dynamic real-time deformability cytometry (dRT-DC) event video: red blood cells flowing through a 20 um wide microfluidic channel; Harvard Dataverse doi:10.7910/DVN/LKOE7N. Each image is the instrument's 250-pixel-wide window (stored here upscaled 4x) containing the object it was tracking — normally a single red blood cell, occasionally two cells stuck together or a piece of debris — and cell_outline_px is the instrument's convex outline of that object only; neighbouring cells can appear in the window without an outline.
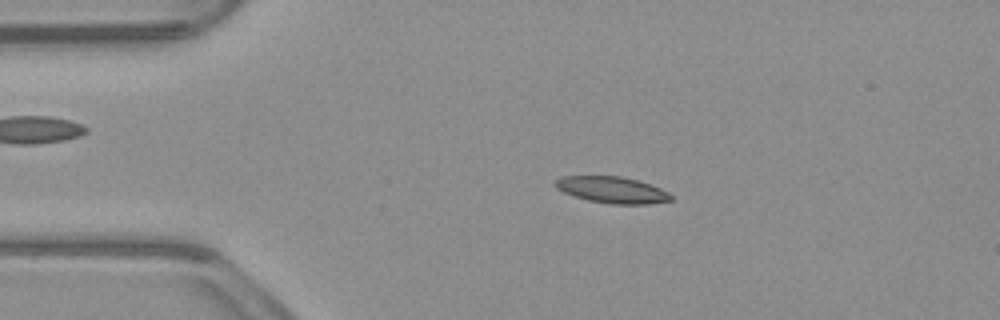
{"species": "common noctule bat (a hibernating species)", "species_latin": "Nyctalus noctula", "temperature_condition": "warm", "stored_images_in_passage": 52, "camera_frame_rate_fps": 3000, "um_per_image_px": 0.085, "animal": {"sex": "male", "body_mass_g": 23.1, "forearm_length_mm": 52.7}, "frame": {"image": 1, "passage_image": 10, "time_ms": 3.0, "image_size_px": [1000, 320], "cell_outline_px": [[672, 200], [648, 204], [612, 204], [588, 200], [564, 192], [556, 188], [552, 184], [560, 176], [620, 176], [636, 180], [660, 188], [668, 192], [672, 196]], "centroid_in_image_um": [52.0, 16.13], "position_along_channel_um": 33.0, "area_um2": 17.69}}
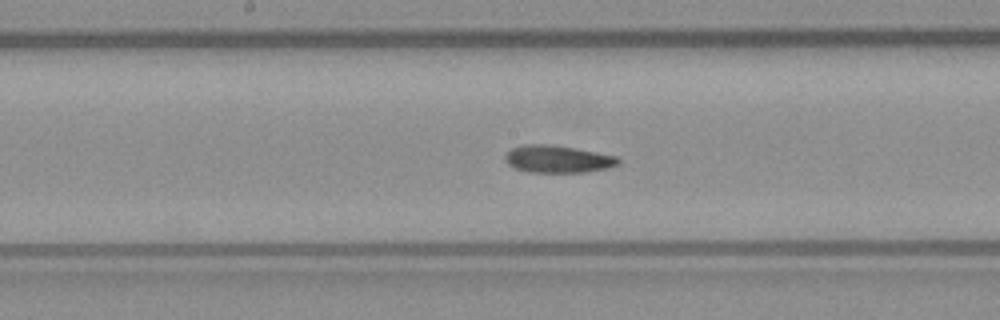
{"frame": {"image": 2, "passage_image": 26, "time_ms": 8.333, "image_size_px": [1000, 320], "cell_outline_px": [[620, 164], [608, 168], [584, 172], [528, 172], [516, 168], [508, 164], [504, 160], [504, 156], [512, 148], [524, 144], [548, 144], [576, 148], [616, 156], [620, 160]], "centroid_in_image_um": [47.41, 13.52], "position_along_channel_um": 200.8, "area_um2": 18.03}}
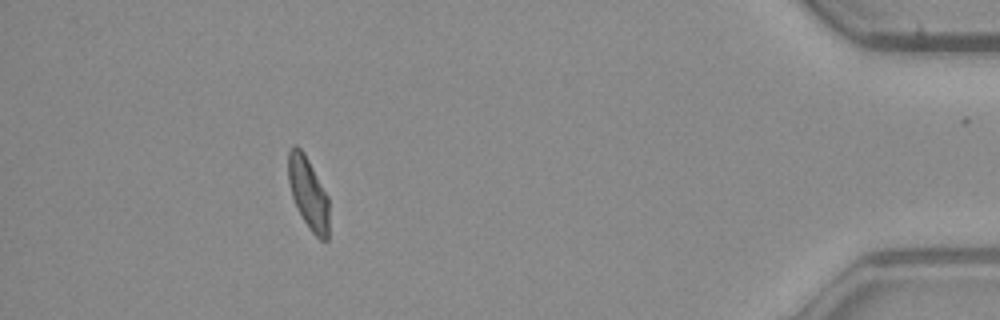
{"frame": {"image": 3, "passage_image": 47, "time_ms": 15.333, "image_size_px": [1000, 320], "cell_outline_px": [[328, 240], [320, 240], [312, 232], [304, 220], [292, 196], [288, 180], [288, 152], [292, 144], [296, 144], [304, 152], [328, 196]], "centroid_in_image_um": [26.19, 16.37], "position_along_channel_um": 409.0, "area_um2": 16.88}, "authors_computed_cell_mechanics": {"area_um2": 17.7446, "velocity_mm_per_s": 3.8881, "shape_relaxation_time_tau1_ms": 11.383, "shape_relaxation_time_tau2_ms": 3.6243, "deformation_change_tau1": 0.2458, "deformation_change_tau2": 0.112}}